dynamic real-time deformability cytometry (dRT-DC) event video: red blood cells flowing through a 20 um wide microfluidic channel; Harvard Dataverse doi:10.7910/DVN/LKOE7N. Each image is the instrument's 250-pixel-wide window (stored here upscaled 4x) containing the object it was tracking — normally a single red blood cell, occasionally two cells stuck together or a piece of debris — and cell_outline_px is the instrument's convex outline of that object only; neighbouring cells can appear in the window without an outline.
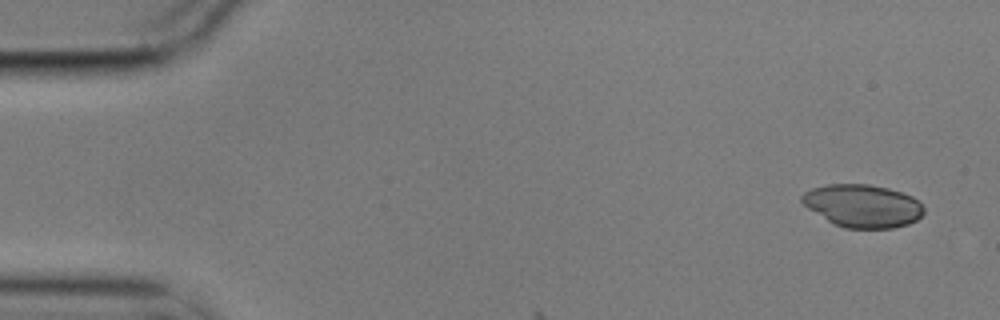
{"species": "common noctule bat (a hibernating species)", "species_latin": "Nyctalus noctula", "temperature_condition": "cold", "stored_images_in_passage": 3, "camera_frame_rate_fps": 3000, "um_per_image_px": 0.085, "animal": {"sex": "male", "body_mass_g": 17.9}, "frame": {"image": 1, "passage_image": 1, "time_ms": 0.0, "image_size_px": [1000, 320], "cell_outline_px": [[924, 212], [916, 220], [908, 224], [892, 228], [844, 228], [828, 220], [808, 208], [800, 200], [800, 196], [804, 192], [812, 188], [828, 184], [868, 184], [888, 188], [912, 196], [920, 200], [924, 208]], "centroid_in_image_um": [73.34, 17.49], "position_along_channel_um": 11.7, "area_um2": 30.35}}